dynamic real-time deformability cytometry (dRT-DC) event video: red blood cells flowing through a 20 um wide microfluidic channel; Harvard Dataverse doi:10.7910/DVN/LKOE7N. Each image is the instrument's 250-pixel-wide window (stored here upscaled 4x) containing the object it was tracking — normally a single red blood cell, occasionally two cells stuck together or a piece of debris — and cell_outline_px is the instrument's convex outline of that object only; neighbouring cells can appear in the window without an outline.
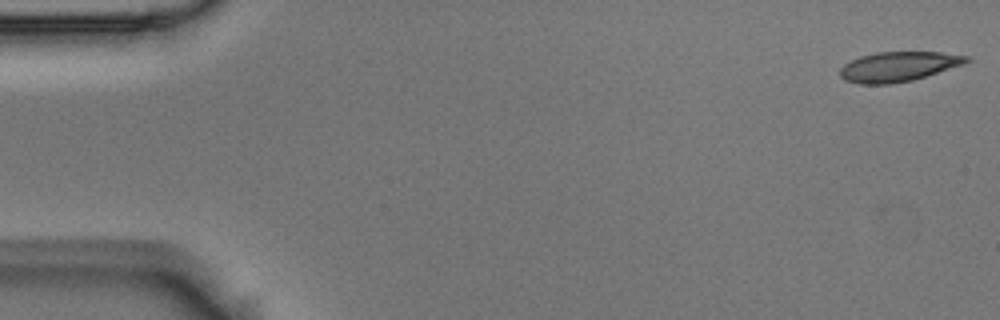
{"species": "Egyptian fruit bat (a non-hibernating species)", "species_latin": "Rousettus aegyptiacus", "temperature_condition": "room temperature", "stored_images_in_passage": 54, "camera_frame_rate_fps": 3000, "um_per_image_px": 0.085, "animal": {"sex": "male"}, "frame": {"image": 1, "passage_image": 1, "time_ms": 0.0, "image_size_px": [1000, 320], "cell_outline_px": [[972, 60], [964, 64], [912, 80], [892, 84], [860, 84], [844, 80], [840, 76], [840, 68], [844, 64], [860, 56], [876, 52], [940, 52], [968, 56]], "centroid_in_image_um": [76.35, 5.66], "position_along_channel_um": 8.7, "area_um2": 21.91}}
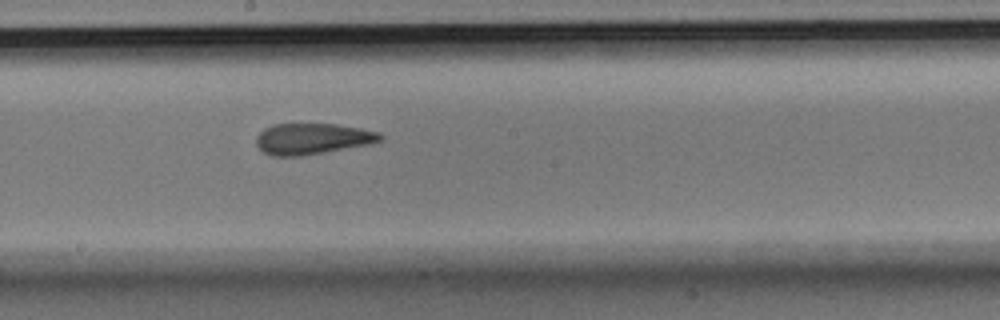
{"frame": {"image": 2, "passage_image": 29, "time_ms": 9.333, "image_size_px": [1000, 320], "cell_outline_px": [[384, 136], [380, 140], [368, 144], [324, 152], [300, 156], [272, 156], [264, 152], [256, 144], [256, 136], [264, 128], [272, 124], [336, 124], [360, 128], [380, 132]], "centroid_in_image_um": [26.52, 11.79], "position_along_channel_um": 221.7, "area_um2": 22.31}}
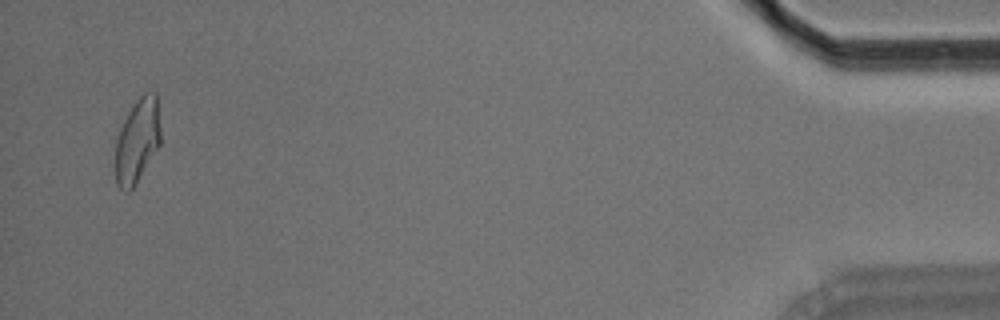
{"frame": {"image": 3, "passage_image": 52, "time_ms": 17.0, "image_size_px": [1000, 320], "cell_outline_px": [[160, 144], [136, 184], [128, 192], [124, 192], [116, 184], [112, 164], [116, 136], [128, 112], [136, 100], [144, 92], [156, 92], [160, 128]], "centroid_in_image_um": [11.61, 12.02], "position_along_channel_um": 423.6, "area_um2": 22.83}, "authors_computed_cell_mechanics": {"area_um2": 22.831, "velocity_mm_per_s": 3.714, "shape_relaxation_time_tau1_ms": null, "shape_relaxation_time_tau2_ms": 2.3082, "deformation_change_tau1": null, "deformation_change_tau2": 0.118}}